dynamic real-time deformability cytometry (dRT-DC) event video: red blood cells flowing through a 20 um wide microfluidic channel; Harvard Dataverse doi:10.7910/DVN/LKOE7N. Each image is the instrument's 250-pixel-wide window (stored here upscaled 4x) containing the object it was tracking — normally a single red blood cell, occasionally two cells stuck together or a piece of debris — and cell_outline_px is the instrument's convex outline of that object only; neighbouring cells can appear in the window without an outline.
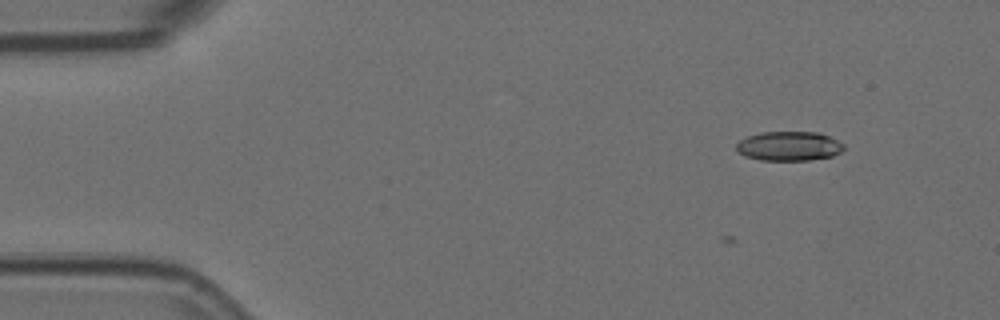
{"species": "Egyptian fruit bat (a non-hibernating species)", "species_latin": "Rousettus aegyptiacus", "temperature_condition": "room temperature", "stored_images_in_passage": 6, "camera_frame_rate_fps": 3000, "um_per_image_px": 0.085, "animal": {"sex": "female"}, "frame": {"image": 1, "passage_image": 3, "time_ms": 0.667, "image_size_px": [1000, 320], "cell_outline_px": [[844, 148], [840, 152], [832, 156], [808, 160], [760, 160], [744, 156], [736, 152], [736, 144], [740, 140], [748, 136], [760, 132], [820, 132], [844, 144]], "centroid_in_image_um": [67.03, 12.42], "position_along_channel_um": 18.0, "area_um2": 18.44}}
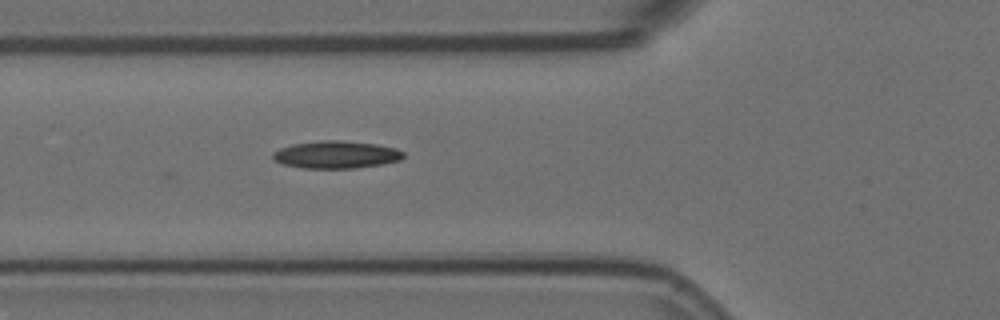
{"frame": {"image": 2, "passage_image": 6, "time_ms": 1.667, "image_size_px": [1000, 320], "cell_outline_px": [[404, 156], [400, 160], [380, 164], [356, 168], [304, 168], [284, 164], [276, 160], [272, 156], [272, 152], [280, 148], [292, 144], [320, 140], [344, 140], [376, 144], [396, 148], [404, 152]], "centroid_in_image_um": [28.58, 13.13], "position_along_channel_um": 97.2, "area_um2": 20.87}}